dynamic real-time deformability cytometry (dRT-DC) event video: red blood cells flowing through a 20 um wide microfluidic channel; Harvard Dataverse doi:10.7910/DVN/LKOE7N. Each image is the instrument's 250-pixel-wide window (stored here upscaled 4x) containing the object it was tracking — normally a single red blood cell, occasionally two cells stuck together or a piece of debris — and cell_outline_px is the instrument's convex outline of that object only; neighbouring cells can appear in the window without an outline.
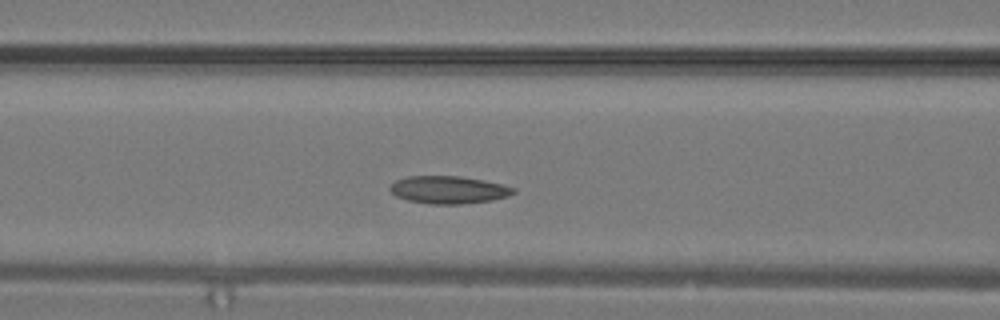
{"species": "common noctule bat (a hibernating species)", "species_latin": "Nyctalus noctula", "temperature_condition": "warm", "stored_images_in_passage": 10, "camera_frame_rate_fps": 3000, "um_per_image_px": 0.085, "animal": {"sex": "male", "body_mass_g": 19.2, "forearm_length_mm": 51.8}, "frame": {"image": 1, "passage_image": 9, "time_ms": 2.667, "image_size_px": [1000, 320], "cell_outline_px": [[516, 192], [508, 196], [492, 200], [460, 204], [432, 204], [408, 200], [396, 196], [388, 188], [396, 180], [408, 176], [460, 176], [484, 180], [516, 188]], "centroid_in_image_um": [38.13, 16.13], "position_along_channel_um": 128.5, "area_um2": 19.77}}